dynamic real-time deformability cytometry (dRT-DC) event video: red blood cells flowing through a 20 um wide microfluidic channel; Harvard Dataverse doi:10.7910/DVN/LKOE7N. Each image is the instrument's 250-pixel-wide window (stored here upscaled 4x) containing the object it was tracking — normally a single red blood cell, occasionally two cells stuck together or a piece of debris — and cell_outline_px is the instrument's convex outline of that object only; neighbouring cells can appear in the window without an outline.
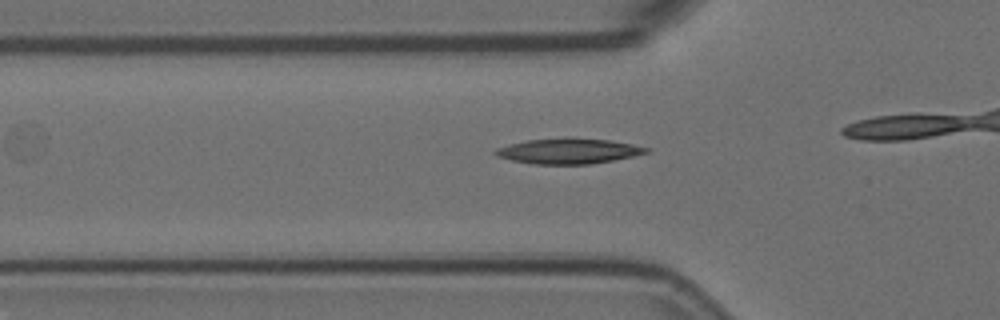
{"species": "Egyptian fruit bat (a non-hibernating species)", "species_latin": "Rousettus aegyptiacus", "temperature_condition": "room temperature", "stored_images_in_passage": 32, "camera_frame_rate_fps": 3000, "um_per_image_px": 0.085, "animal": {"sex": "female"}, "frame": {"image": 1, "passage_image": 7, "time_ms": 2.0, "image_size_px": [1000, 320], "cell_outline_px": [[652, 152], [592, 164], [536, 164], [512, 160], [496, 156], [492, 152], [496, 148], [528, 140], [564, 136], [572, 136], [608, 140], [632, 144], [652, 148]], "centroid_in_image_um": [48.36, 12.82], "position_along_channel_um": 77.4, "area_um2": 22.66}}
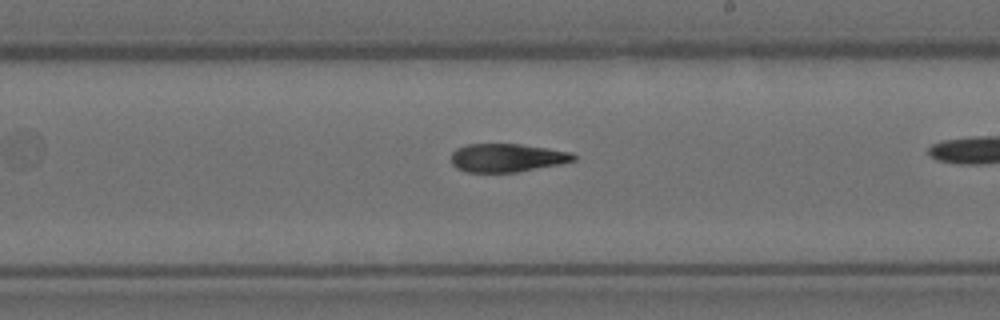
{"frame": {"image": 2, "passage_image": 21, "time_ms": 6.667, "image_size_px": [1000, 320], "cell_outline_px": [[576, 160], [560, 164], [516, 172], [468, 172], [456, 168], [452, 164], [452, 152], [456, 148], [468, 144], [520, 144], [548, 148], [572, 152], [576, 156]], "centroid_in_image_um": [43.1, 13.41], "position_along_channel_um": 245.9, "area_um2": 20.23}}
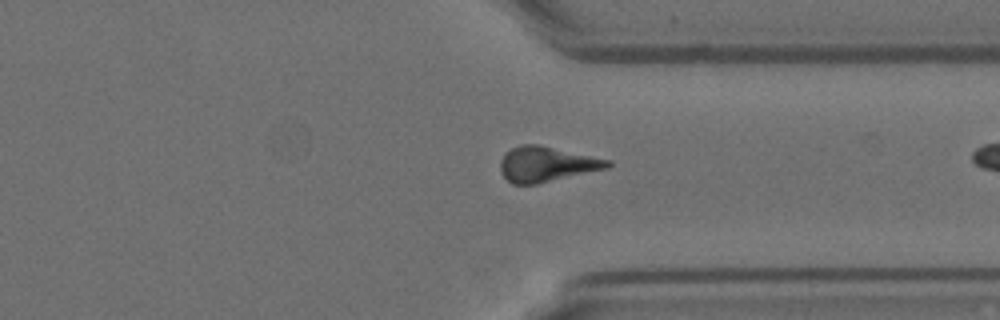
{"frame": {"image": 3, "passage_image": 31, "time_ms": 10.0, "image_size_px": [1000, 320], "cell_outline_px": [[612, 164], [608, 168], [536, 184], [512, 184], [500, 172], [500, 160], [504, 152], [520, 144], [536, 144], [612, 160]], "centroid_in_image_um": [46.44, 13.95], "position_along_channel_um": 365.0, "area_um2": 21.96}}